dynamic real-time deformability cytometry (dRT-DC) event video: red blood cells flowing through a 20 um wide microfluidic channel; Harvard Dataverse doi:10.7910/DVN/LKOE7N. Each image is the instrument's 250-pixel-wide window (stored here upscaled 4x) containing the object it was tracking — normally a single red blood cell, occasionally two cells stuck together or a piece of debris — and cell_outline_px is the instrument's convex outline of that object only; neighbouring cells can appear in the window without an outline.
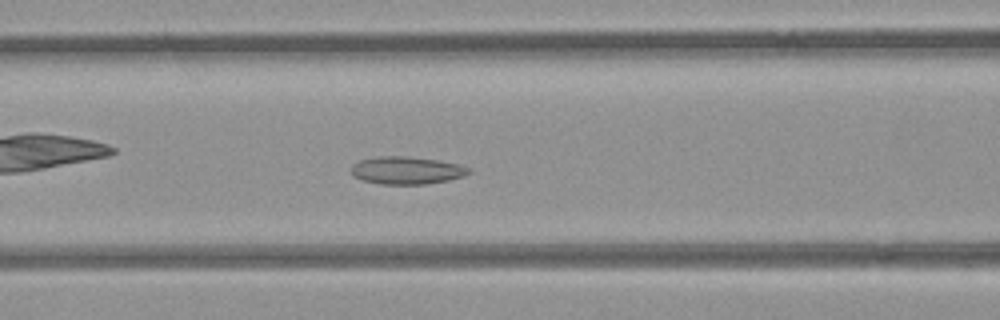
{"species": "common noctule bat (a hibernating species)", "species_latin": "Nyctalus noctula", "temperature_condition": "room temperature", "stored_images_in_passage": 31, "camera_frame_rate_fps": 3000, "um_per_image_px": 0.085, "animal": {"sex": "female", "body_mass_g": 21.9}, "frame": {"image": 1, "passage_image": 11, "time_ms": 3.333, "image_size_px": [1000, 320], "cell_outline_px": [[472, 172], [464, 176], [448, 180], [424, 184], [380, 184], [360, 180], [352, 176], [352, 164], [360, 160], [376, 156], [408, 156], [440, 160], [456, 164], [468, 168]], "centroid_in_image_um": [34.52, 14.48], "position_along_channel_um": 132.1, "area_um2": 19.02}}
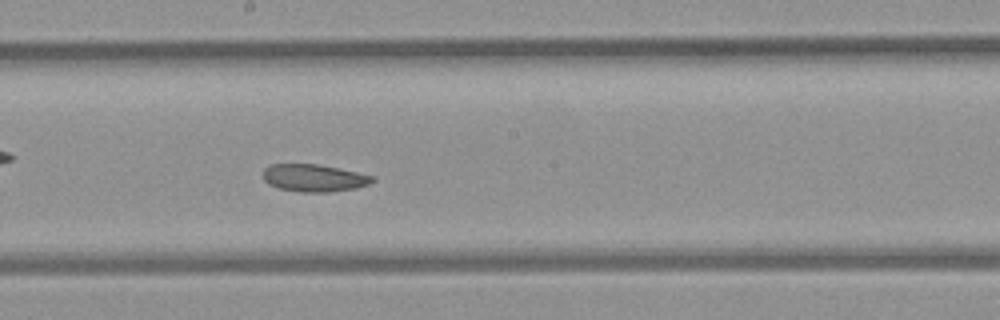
{"frame": {"image": 2, "passage_image": 18, "time_ms": 5.667, "image_size_px": [1000, 320], "cell_outline_px": [[376, 180], [368, 184], [356, 188], [328, 192], [300, 192], [280, 188], [268, 184], [264, 180], [264, 168], [268, 164], [316, 164], [376, 176]], "centroid_in_image_um": [26.69, 15.12], "position_along_channel_um": 221.5, "area_um2": 17.4}}
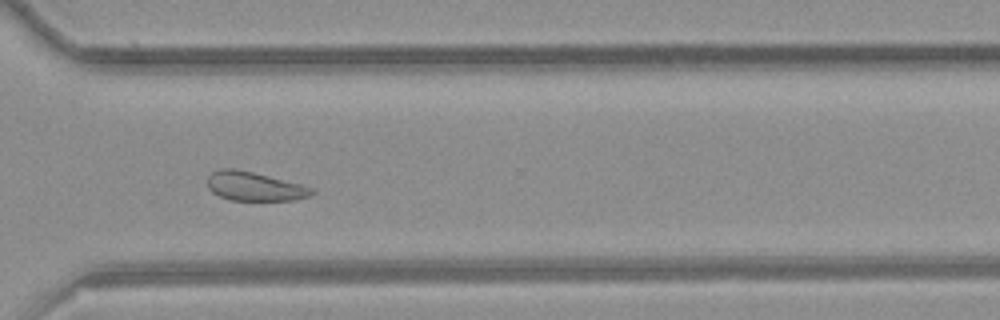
{"frame": {"image": 3, "passage_image": 28, "time_ms": 9.0, "image_size_px": [1000, 320], "cell_outline_px": [[316, 192], [308, 196], [296, 200], [228, 200], [212, 192], [208, 188], [208, 176], [212, 172], [220, 168], [236, 168], [304, 184], [316, 188]], "centroid_in_image_um": [21.67, 15.83], "position_along_channel_um": 348.9, "area_um2": 17.92}, "authors_computed_cell_mechanics": {"area_um2": 18.2648, "velocity_mm_per_s": 3.8307, "shape_relaxation_time_tau1_ms": null, "shape_relaxation_time_tau2_ms": 6.09, "deformation_change_tau1": null, "deformation_change_tau2": 0.1158}}